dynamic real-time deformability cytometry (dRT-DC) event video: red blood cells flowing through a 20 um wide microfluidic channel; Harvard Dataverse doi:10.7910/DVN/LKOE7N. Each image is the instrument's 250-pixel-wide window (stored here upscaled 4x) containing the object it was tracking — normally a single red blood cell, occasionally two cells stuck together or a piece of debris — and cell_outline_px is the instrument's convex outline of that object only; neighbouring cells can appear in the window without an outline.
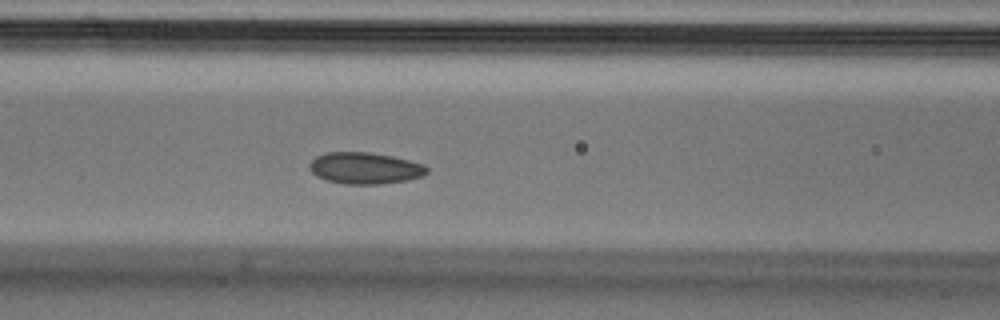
{"species": "Egyptian fruit bat (a non-hibernating species)", "species_latin": "Rousettus aegyptiacus", "temperature_condition": "cold", "stored_images_in_passage": 39, "camera_frame_rate_fps": 3000, "um_per_image_px": 0.085, "animal": {"sex": "male"}, "frame": {"image": 1, "passage_image": 7, "time_ms": 2.0, "image_size_px": [1000, 320], "cell_outline_px": [[428, 172], [420, 176], [408, 180], [380, 184], [344, 184], [328, 180], [316, 176], [308, 168], [308, 164], [316, 156], [324, 152], [368, 152], [392, 156], [424, 164], [428, 168]], "centroid_in_image_um": [30.99, 14.29], "position_along_channel_um": 135.6, "area_um2": 21.62}}
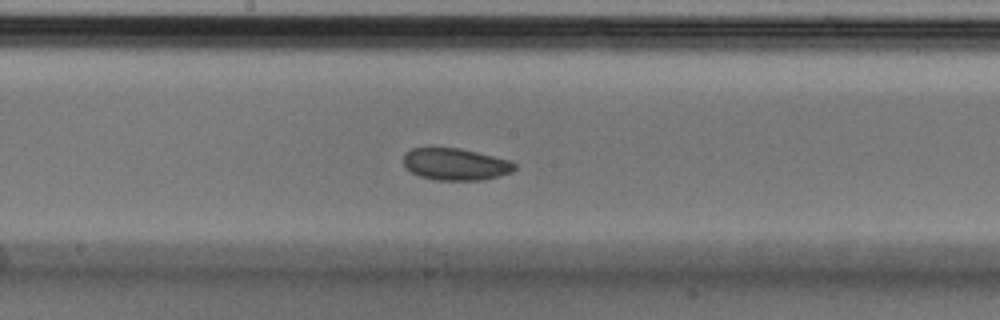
{"frame": {"image": 2, "passage_image": 13, "time_ms": 4.0, "image_size_px": [1000, 320], "cell_outline_px": [[516, 168], [512, 172], [500, 176], [484, 180], [436, 180], [420, 176], [404, 168], [404, 152], [412, 148], [460, 148], [508, 160], [516, 164]], "centroid_in_image_um": [38.7, 13.97], "position_along_channel_um": 209.5, "area_um2": 20.69}}
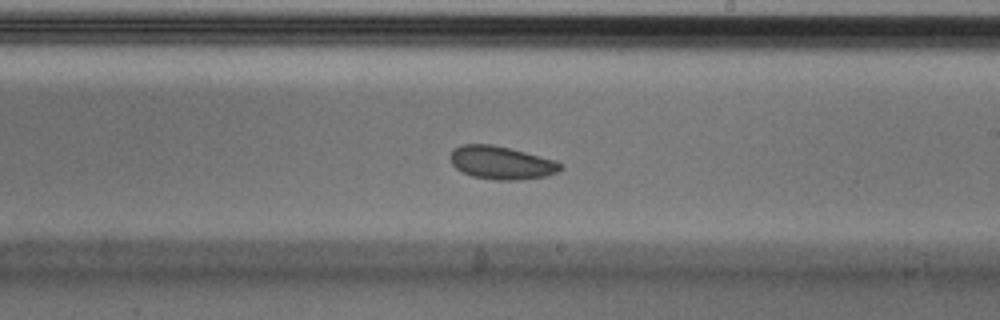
{"frame": {"image": 3, "passage_image": 16, "time_ms": 5.0, "image_size_px": [1000, 320], "cell_outline_px": [[564, 168], [556, 172], [544, 176], [520, 180], [492, 180], [472, 176], [456, 168], [452, 164], [448, 156], [452, 148], [460, 144], [492, 144], [556, 160]], "centroid_in_image_um": [42.56, 13.82], "position_along_channel_um": 246.4, "area_um2": 21.33}, "authors_computed_cell_mechanics": {"area_um2": 21.6172, "velocity_mm_per_s": 3.7011, "shape_relaxation_time_tau1_ms": 2.2144, "shape_relaxation_time_tau2_ms": 1.8869, "deformation_change_tau1": 0.053, "deformation_change_tau2": 0.0454}}